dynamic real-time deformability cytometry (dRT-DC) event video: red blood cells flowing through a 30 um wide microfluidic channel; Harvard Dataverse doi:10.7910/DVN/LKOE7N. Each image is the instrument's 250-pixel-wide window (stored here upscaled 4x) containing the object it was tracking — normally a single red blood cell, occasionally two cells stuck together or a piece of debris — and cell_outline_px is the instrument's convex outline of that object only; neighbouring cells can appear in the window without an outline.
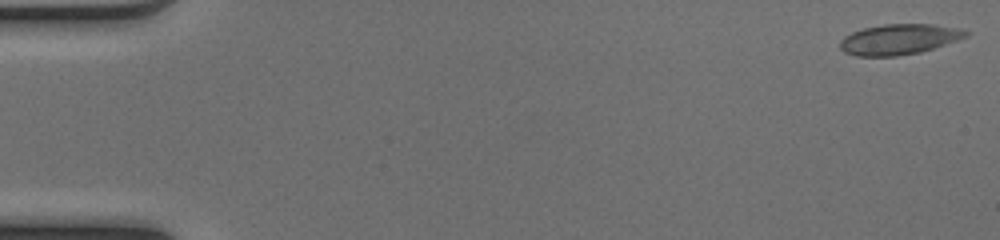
{"species": "common noctule bat (a hibernating species)", "species_latin": "Nyctalus noctula", "temperature_condition": "cold", "stored_images_in_passage": 50, "camera_frame_rate_fps": 3000, "um_per_image_px": 0.085, "animal": {"sex": "female", "body_mass_g": 17.0, "forearm_length_mm": 48.0}, "frame": {"image": 1, "passage_image": 1, "time_ms": 0.0, "image_size_px": [1000, 240], "cell_outline_px": [[968, 36], [920, 52], [896, 56], [856, 56], [844, 52], [840, 48], [840, 40], [844, 36], [852, 32], [864, 28], [884, 24], [932, 24], [960, 28], [968, 32]], "centroid_in_image_um": [76.38, 3.34], "position_along_channel_um": 8.6, "area_um2": 22.2}}
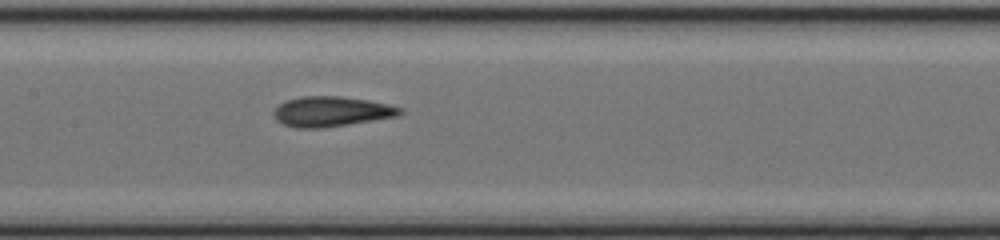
{"frame": {"image": 2, "passage_image": 25, "time_ms": 8.0, "image_size_px": [1000, 240], "cell_outline_px": [[404, 112], [400, 116], [324, 128], [296, 128], [284, 124], [276, 120], [272, 112], [284, 100], [300, 96], [340, 96], [368, 100], [388, 104], [404, 108]], "centroid_in_image_um": [28.19, 9.48], "position_along_channel_um": 179.2, "area_um2": 22.43}}
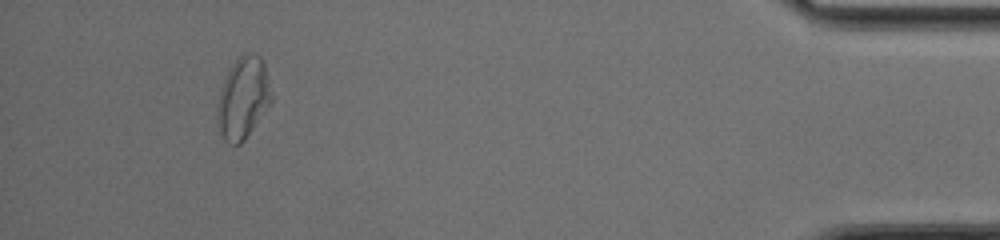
{"frame": {"image": 3, "passage_image": 47, "time_ms": 15.333, "image_size_px": [1000, 240], "cell_outline_px": [[272, 100], [244, 140], [240, 144], [228, 144], [224, 140], [220, 132], [216, 120], [216, 112], [220, 92], [224, 80], [228, 72], [236, 60], [244, 52], [248, 52], [260, 56], [264, 64], [272, 96]], "centroid_in_image_um": [20.64, 8.34], "position_along_channel_um": 414.6, "area_um2": 25.32}, "authors_computed_cell_mechanics": {"area_um2": 22.0507, "velocity_mm_per_s": 4.0962, "shape_relaxation_time_tau1_ms": 4.987, "shape_relaxation_time_tau2_ms": 1.2191, "deformation_change_tau1": 0.1294, "deformation_change_tau2": 0.0703}}